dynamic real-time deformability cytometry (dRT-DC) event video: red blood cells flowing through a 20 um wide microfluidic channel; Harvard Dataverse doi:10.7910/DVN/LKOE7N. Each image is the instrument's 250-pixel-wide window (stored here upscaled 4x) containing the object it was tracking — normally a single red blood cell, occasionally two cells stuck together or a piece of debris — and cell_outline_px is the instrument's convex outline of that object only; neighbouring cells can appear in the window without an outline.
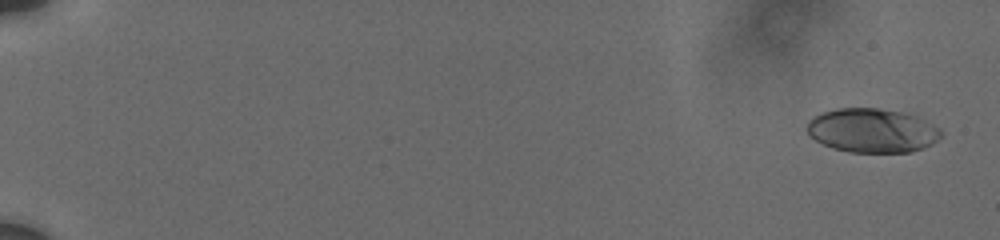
{"species": "human", "species_latin": "Homo sapiens", "temperature_condition": "cold", "stored_images_in_passage": 57, "camera_frame_rate_fps": 3000, "um_per_image_px": 0.085, "donor": {"sex": "male"}, "frame": {"image": 1, "passage_image": 1, "time_ms": 0.0, "image_size_px": [1000, 240], "cell_outline_px": [[944, 132], [932, 144], [908, 152], [848, 152], [832, 148], [816, 140], [808, 132], [808, 120], [824, 112], [836, 108], [880, 108], [900, 112], [916, 116], [940, 128]], "centroid_in_image_um": [74.14, 11.09], "position_along_channel_um": 10.9, "area_um2": 34.1}}
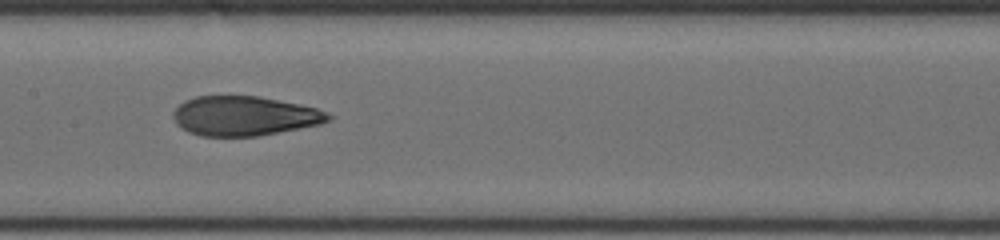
{"frame": {"image": 2, "passage_image": 31, "time_ms": 10.0, "image_size_px": [1000, 240], "cell_outline_px": [[332, 120], [320, 124], [256, 136], [200, 136], [188, 132], [176, 124], [172, 116], [172, 112], [184, 100], [196, 96], [256, 96], [300, 104], [316, 108], [328, 112], [332, 116]], "centroid_in_image_um": [20.75, 9.85], "position_along_channel_um": 186.6, "area_um2": 35.72}}
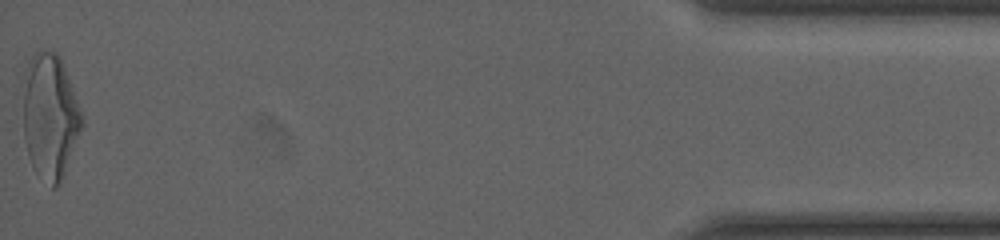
{"frame": {"image": 3, "passage_image": 57, "time_ms": 18.667, "image_size_px": [1000, 240], "cell_outline_px": [[84, 124], [60, 184], [56, 188], [52, 188], [32, 168], [28, 156], [24, 136], [24, 68], [28, 60], [40, 48], [56, 52], [60, 56], [80, 108], [84, 120]], "centroid_in_image_um": [4.25, 9.87], "position_along_channel_um": 431.0, "area_um2": 43.12}, "authors_computed_cell_mechanics": {"area_um2": 36.1828, "velocity_mm_per_s": 3.7319, "shape_relaxation_time_tau1_ms": 7.3487, "shape_relaxation_time_tau2_ms": 1.4961, "deformation_change_tau1": 0.2377, "deformation_change_tau2": 0.0893}}